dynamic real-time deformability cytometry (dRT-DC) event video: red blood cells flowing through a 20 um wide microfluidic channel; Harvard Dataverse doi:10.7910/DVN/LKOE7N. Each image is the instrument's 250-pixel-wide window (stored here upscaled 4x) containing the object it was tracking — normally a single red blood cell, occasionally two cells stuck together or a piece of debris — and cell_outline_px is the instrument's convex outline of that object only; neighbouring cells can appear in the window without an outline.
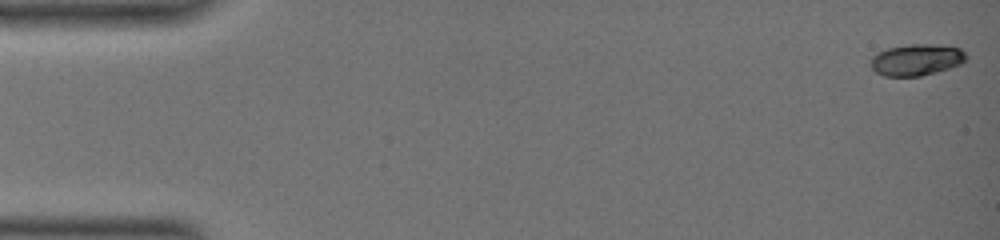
{"species": "common noctule bat (a hibernating species)", "species_latin": "Nyctalus noctula", "temperature_condition": "warm", "stored_images_in_passage": 55, "camera_frame_rate_fps": 3000, "um_per_image_px": 0.085, "animal": {"sex": "female", "body_mass_g": 19.0, "forearm_length_mm": 51.5}, "frame": {"image": 1, "passage_image": 1, "time_ms": 0.0, "image_size_px": [1000, 240], "cell_outline_px": [[968, 56], [960, 64], [936, 72], [920, 76], [884, 76], [876, 72], [868, 64], [872, 56], [876, 52], [888, 48], [912, 44], [928, 44], [960, 48]], "centroid_in_image_um": [77.84, 5.08], "position_along_channel_um": 7.2, "area_um2": 17.46}}
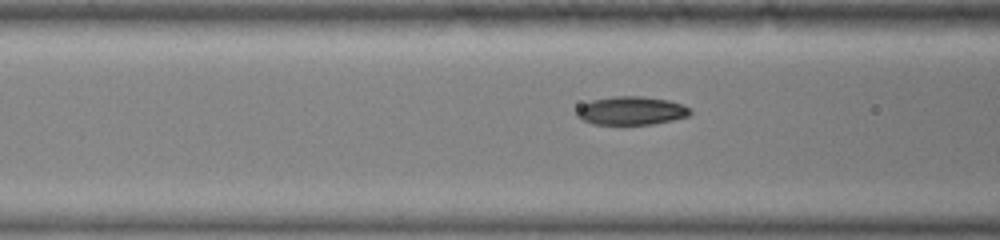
{"frame": {"image": 2, "passage_image": 23, "time_ms": 7.333, "image_size_px": [1000, 240], "cell_outline_px": [[692, 112], [688, 116], [672, 120], [652, 124], [592, 124], [576, 116], [576, 108], [592, 100], [612, 96], [640, 96], [668, 100], [684, 104]], "centroid_in_image_um": [53.65, 9.4], "position_along_channel_um": 113.0, "area_um2": 18.73}}
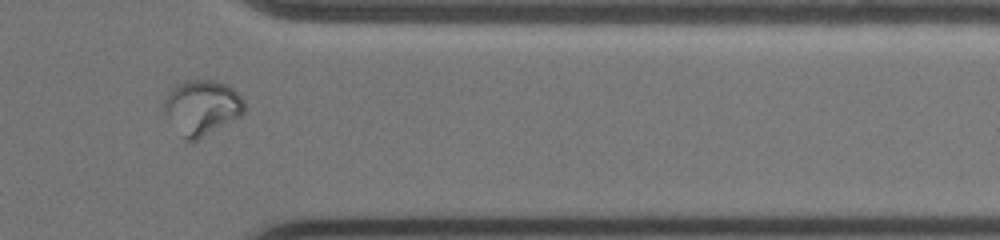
{"frame": {"image": 3, "passage_image": 47, "time_ms": 15.333, "image_size_px": [1000, 240], "cell_outline_px": [[248, 108], [240, 116], [196, 140], [184, 140], [180, 136], [160, 112], [160, 108], [168, 92], [176, 84], [184, 80], [216, 80], [228, 84], [244, 100]], "centroid_in_image_um": [17.1, 9.12], "position_along_channel_um": 394.3, "area_um2": 26.36}}